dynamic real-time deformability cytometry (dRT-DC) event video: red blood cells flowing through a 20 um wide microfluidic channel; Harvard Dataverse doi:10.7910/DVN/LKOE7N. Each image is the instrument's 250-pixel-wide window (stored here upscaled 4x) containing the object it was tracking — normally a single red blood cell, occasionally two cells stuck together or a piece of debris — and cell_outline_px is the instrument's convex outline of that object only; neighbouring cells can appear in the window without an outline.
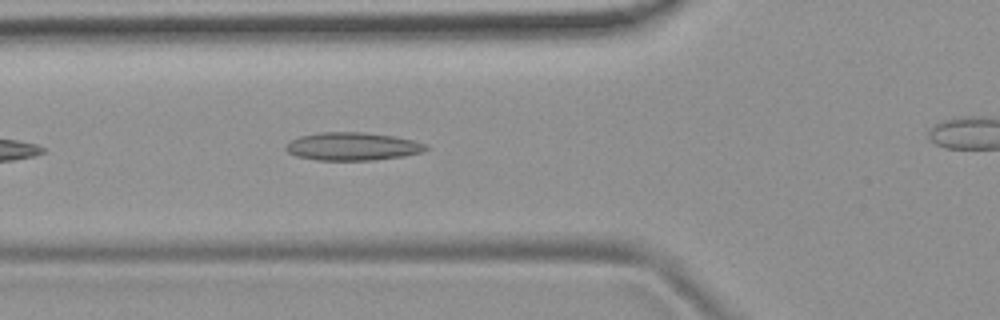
{"species": "common noctule bat (a hibernating species)", "species_latin": "Nyctalus noctula", "temperature_condition": "room temperature", "stored_images_in_passage": 7, "camera_frame_rate_fps": 3000, "um_per_image_px": 0.085, "animal": {"sex": "female", "body_mass_g": 19.9}, "frame": {"image": 1, "passage_image": 6, "time_ms": 1.667, "image_size_px": [1000, 320], "cell_outline_px": [[432, 148], [424, 152], [404, 156], [376, 160], [316, 160], [296, 156], [288, 152], [284, 148], [292, 140], [300, 136], [320, 132], [364, 132], [392, 136], [412, 140], [428, 144]], "centroid_in_image_um": [30.02, 12.45], "position_along_channel_um": 95.8, "area_um2": 23.0}}